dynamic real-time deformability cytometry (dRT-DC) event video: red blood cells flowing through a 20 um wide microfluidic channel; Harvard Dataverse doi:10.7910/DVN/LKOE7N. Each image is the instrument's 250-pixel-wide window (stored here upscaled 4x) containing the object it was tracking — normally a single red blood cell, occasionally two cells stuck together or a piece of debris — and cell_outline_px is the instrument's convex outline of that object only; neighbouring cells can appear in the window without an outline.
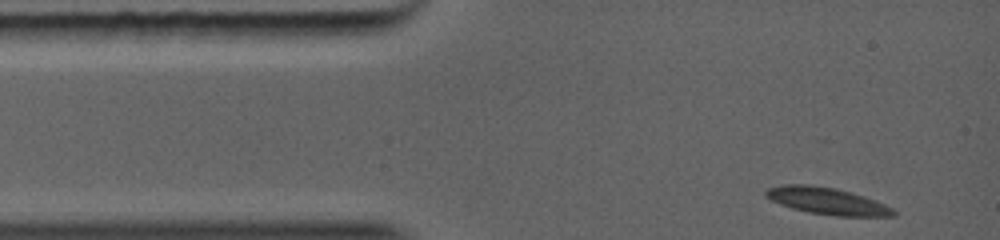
{"species": "common noctule bat (a hibernating species)", "species_latin": "Nyctalus noctula", "temperature_condition": "warm", "stored_images_in_passage": 25, "camera_frame_rate_fps": 5000, "um_per_image_px": 0.085, "animal": {"sex": "female", "body_mass_g": 19.0, "forearm_length_mm": 56.7}, "frame": {"image": 1, "passage_image": 1, "time_ms": 0.0, "image_size_px": [1000, 240], "cell_outline_px": [[896, 216], [836, 216], [808, 212], [792, 208], [780, 204], [764, 196], [764, 192], [768, 188], [784, 184], [808, 184], [836, 188], [864, 196], [884, 204], [892, 208], [896, 212]], "centroid_in_image_um": [70.28, 17.08], "position_along_channel_um": 14.7, "area_um2": 19.94}}
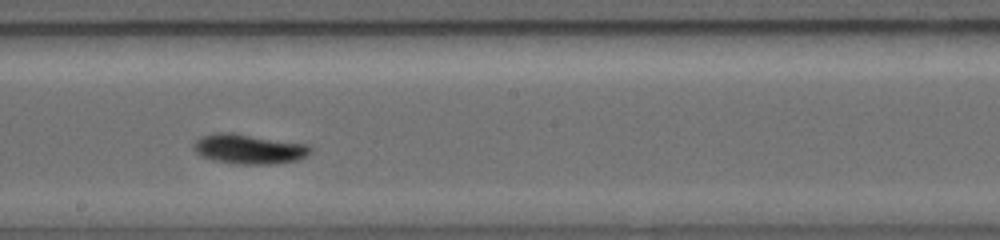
{"frame": {"image": 2, "passage_image": 15, "time_ms": 5.4, "image_size_px": [1000, 240], "cell_outline_px": [[308, 152], [304, 156], [296, 160], [276, 164], [228, 164], [208, 160], [200, 156], [196, 152], [196, 144], [200, 140], [208, 136], [240, 136], [304, 144], [308, 148]], "centroid_in_image_um": [21.16, 12.78], "position_along_channel_um": 227.0, "area_um2": 18.38}}
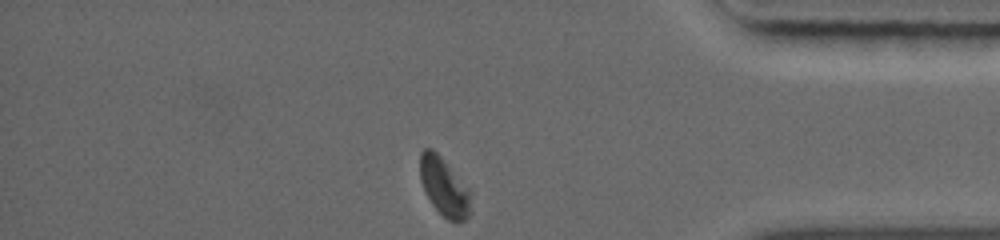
{"frame": {"image": 3, "passage_image": 25, "time_ms": 9.4, "image_size_px": [1000, 240], "cell_outline_px": [[472, 192], [468, 216], [464, 220], [448, 220], [432, 204], [420, 180], [420, 156], [424, 148], [428, 148]], "centroid_in_image_um": [37.75, 15.95], "position_along_channel_um": 397.5, "area_um2": 16.07}}